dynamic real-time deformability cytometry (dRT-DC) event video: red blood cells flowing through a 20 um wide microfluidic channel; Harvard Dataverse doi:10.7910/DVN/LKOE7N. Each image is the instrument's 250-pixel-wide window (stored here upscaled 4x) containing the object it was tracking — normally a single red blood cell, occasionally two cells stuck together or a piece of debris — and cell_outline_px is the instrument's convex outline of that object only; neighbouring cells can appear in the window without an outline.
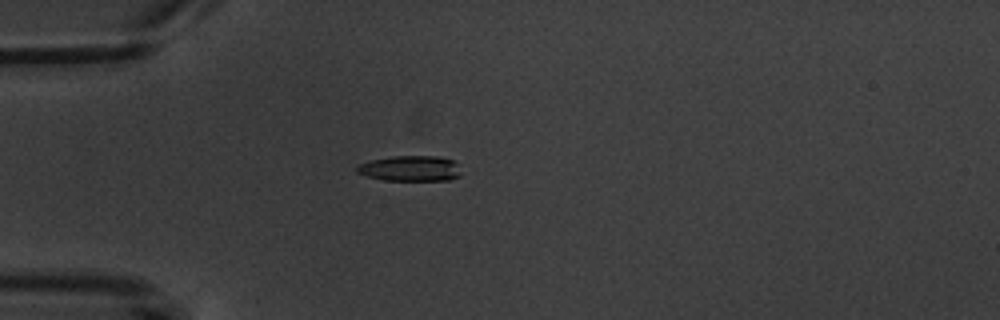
{"species": "common noctule bat (a hibernating species)", "species_latin": "Nyctalus noctula", "temperature_condition": "warm", "stored_images_in_passage": 4, "camera_frame_rate_fps": 3000, "um_per_image_px": 0.085, "animal": {"sex": "male", "body_mass_g": 20.1, "forearm_length_mm": 53.5}, "frame": {"image": 1, "passage_image": 3, "time_ms": 3.0, "image_size_px": [1000, 320], "cell_outline_px": [[460, 176], [448, 180], [384, 180], [368, 176], [356, 172], [356, 164], [368, 160], [392, 156], [436, 156], [452, 160], [456, 164]], "centroid_in_image_um": [34.8, 14.31], "position_along_channel_um": 50.2, "area_um2": 15.43}}